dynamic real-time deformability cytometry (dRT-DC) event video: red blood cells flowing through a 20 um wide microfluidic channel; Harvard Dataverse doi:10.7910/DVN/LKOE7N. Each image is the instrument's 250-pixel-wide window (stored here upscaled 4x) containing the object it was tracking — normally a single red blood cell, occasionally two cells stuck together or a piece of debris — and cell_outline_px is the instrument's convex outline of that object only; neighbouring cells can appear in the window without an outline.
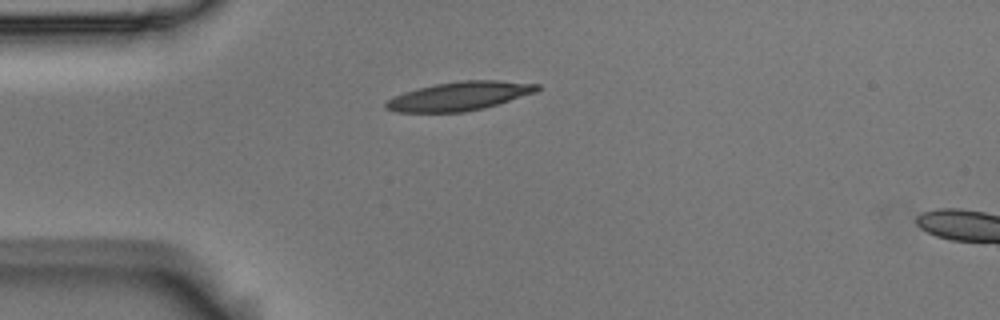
{"species": "Egyptian fruit bat (a non-hibernating species)", "species_latin": "Rousettus aegyptiacus", "temperature_condition": "room temperature", "stored_images_in_passage": 2, "segment_of_instrument_passage": [1, 2], "camera_frame_rate_fps": 3000, "um_per_image_px": 0.085, "animal": {"sex": "male"}, "frame": {"image": 1, "passage_image": 1, "time_ms": 0.0, "image_size_px": [1000, 320], "cell_outline_px": [[540, 88], [536, 92], [484, 108], [464, 112], [400, 112], [384, 108], [384, 104], [388, 100], [404, 92], [436, 84], [460, 80], [496, 80], [540, 84]], "centroid_in_image_um": [39.07, 8.17], "position_along_channel_um": 45.9, "area_um2": 25.09}}